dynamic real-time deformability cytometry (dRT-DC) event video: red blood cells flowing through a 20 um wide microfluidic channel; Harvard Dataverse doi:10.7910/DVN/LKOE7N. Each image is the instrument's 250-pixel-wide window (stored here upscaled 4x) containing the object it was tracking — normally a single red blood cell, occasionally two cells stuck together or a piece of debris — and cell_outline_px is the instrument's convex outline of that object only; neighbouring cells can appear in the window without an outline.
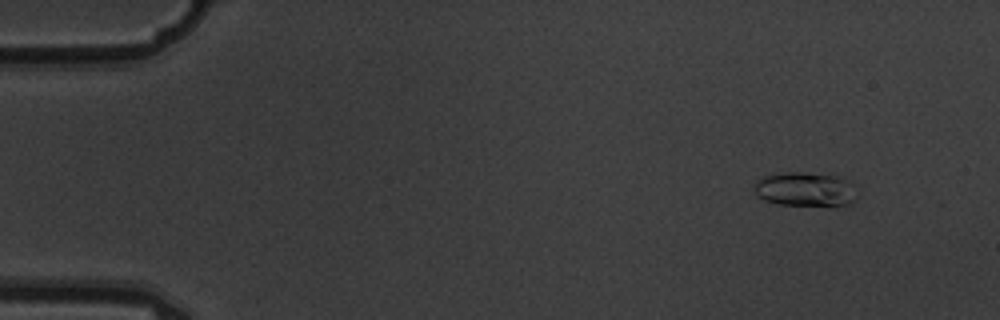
{"species": "common noctule bat (a hibernating species)", "species_latin": "Nyctalus noctula", "temperature_condition": "warm", "stored_images_in_passage": 5, "camera_frame_rate_fps": 3000, "um_per_image_px": 0.085, "animal": {"sex": "male", "body_mass_g": 19.5, "forearm_length_mm": 54.6}, "frame": {"image": 1, "passage_image": 1, "time_ms": 0.0, "image_size_px": [1000, 320], "cell_outline_px": [[860, 196], [852, 204], [780, 204], [764, 200], [756, 196], [756, 180], [764, 176], [788, 172], [804, 172], [840, 176], [860, 188]], "centroid_in_image_um": [68.55, 16.07], "position_along_channel_um": 16.4, "area_um2": 20.58}}